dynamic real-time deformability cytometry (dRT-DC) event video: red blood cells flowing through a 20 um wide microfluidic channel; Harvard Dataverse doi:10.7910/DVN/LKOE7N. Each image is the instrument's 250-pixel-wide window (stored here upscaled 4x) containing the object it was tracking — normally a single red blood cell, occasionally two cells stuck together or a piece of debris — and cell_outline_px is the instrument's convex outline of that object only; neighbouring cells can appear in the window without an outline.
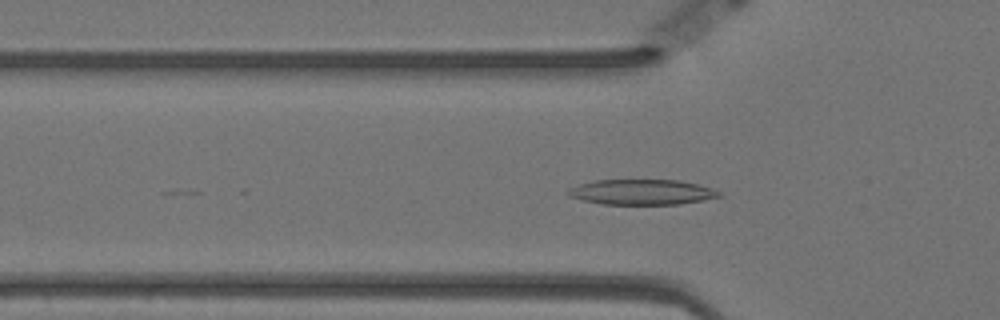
{"species": "Egyptian fruit bat (a non-hibernating species)", "species_latin": "Rousettus aegyptiacus", "temperature_condition": "warm", "stored_images_in_passage": 28, "camera_frame_rate_fps": 3000, "um_per_image_px": 0.085, "animal": {"sex": "female"}, "frame": {"image": 1, "passage_image": 18, "time_ms": 5.667, "image_size_px": [1000, 320], "cell_outline_px": [[724, 196], [680, 204], [604, 204], [584, 200], [568, 196], [564, 192], [568, 188], [576, 184], [596, 180], [680, 180], [712, 188], [720, 192]], "centroid_in_image_um": [54.52, 16.32], "position_along_channel_um": 71.3, "area_um2": 22.37}}
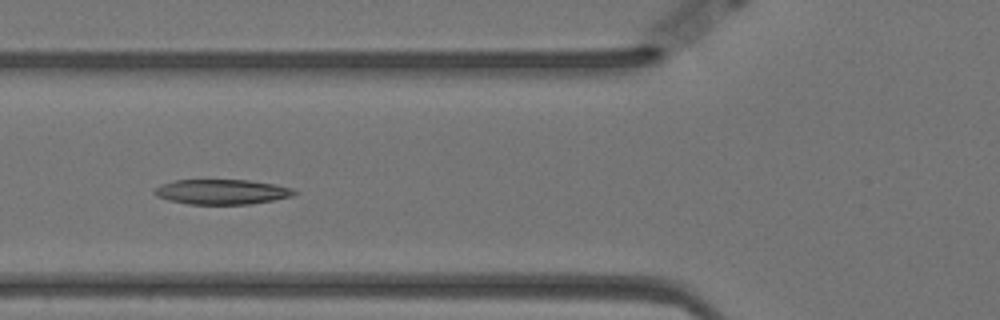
{"frame": {"image": 2, "passage_image": 21, "time_ms": 6.667, "image_size_px": [1000, 320], "cell_outline_px": [[300, 192], [292, 196], [252, 204], [188, 204], [168, 200], [156, 196], [152, 192], [160, 184], [172, 180], [248, 180], [276, 184], [292, 188]], "centroid_in_image_um": [18.85, 16.3], "position_along_channel_um": 106.9, "area_um2": 20.52}}